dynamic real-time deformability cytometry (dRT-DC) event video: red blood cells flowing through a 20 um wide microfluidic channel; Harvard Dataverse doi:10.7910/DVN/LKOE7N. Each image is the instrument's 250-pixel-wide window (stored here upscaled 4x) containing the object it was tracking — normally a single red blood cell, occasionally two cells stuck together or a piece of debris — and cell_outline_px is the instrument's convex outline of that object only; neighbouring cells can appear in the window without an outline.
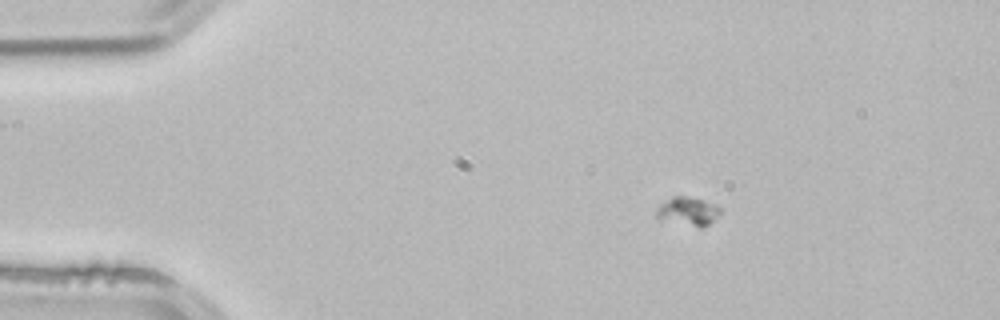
{"species": "common noctule bat (a hibernating species)", "species_latin": "Nyctalus noctula", "temperature_condition": "room temperature", "stored_images_in_passage": 3, "camera_frame_rate_fps": 3000, "um_per_image_px": 0.085, "animal": {"sex": "male", "body_mass_g": 21.5, "forearm_length_mm": 52.0}, "frame": {"image": 1, "passage_image": 1, "time_ms": 0.0, "image_size_px": [1000, 320], "cell_outline_px": [[720, 212], [704, 228], [700, 228], [656, 216], [656, 208], [660, 204], [672, 196], [684, 196], [700, 200], [712, 204], [720, 208]], "centroid_in_image_um": [58.46, 17.95], "position_along_channel_um": 26.5, "area_um2": 10.0}}